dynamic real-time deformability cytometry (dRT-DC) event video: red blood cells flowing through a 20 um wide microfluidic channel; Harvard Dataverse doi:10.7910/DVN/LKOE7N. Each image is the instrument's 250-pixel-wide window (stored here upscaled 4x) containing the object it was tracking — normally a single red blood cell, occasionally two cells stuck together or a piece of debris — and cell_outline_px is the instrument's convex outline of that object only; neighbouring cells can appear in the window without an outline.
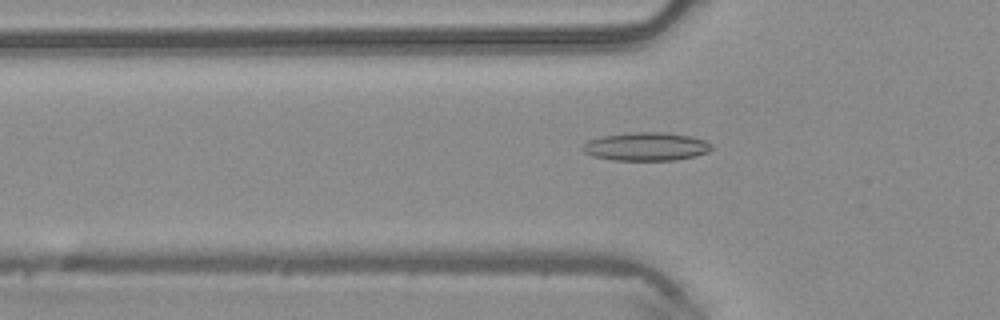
{"species": "common noctule bat (a hibernating species)", "species_latin": "Nyctalus noctula", "temperature_condition": "warm", "stored_images_in_passage": 46, "camera_frame_rate_fps": 3000, "um_per_image_px": 0.085, "animal": {"sex": "male", "body_mass_g": 20.4}, "frame": {"image": 1, "passage_image": 16, "time_ms": 5.0, "image_size_px": [1000, 320], "cell_outline_px": [[712, 148], [708, 152], [696, 156], [676, 160], [612, 160], [592, 156], [584, 152], [580, 148], [588, 140], [600, 136], [628, 132], [664, 132], [688, 136], [704, 140], [712, 144]], "centroid_in_image_um": [54.89, 12.46], "position_along_channel_um": 70.9, "area_um2": 21.44}}
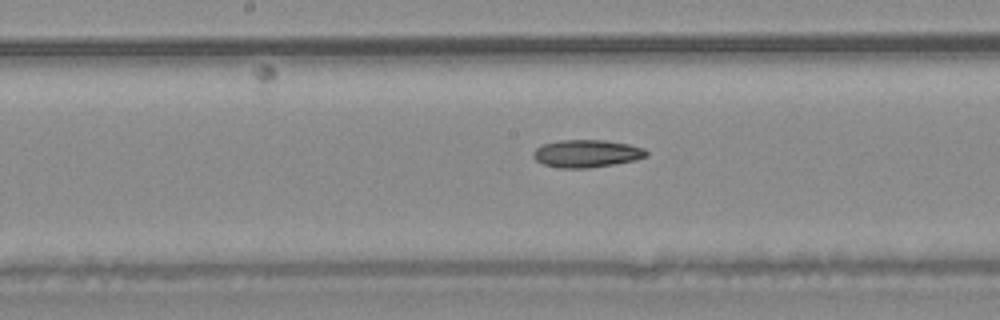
{"frame": {"image": 2, "passage_image": 25, "time_ms": 8.0, "image_size_px": [1000, 320], "cell_outline_px": [[648, 156], [636, 160], [616, 164], [588, 168], [560, 168], [544, 164], [536, 160], [532, 156], [532, 152], [536, 148], [544, 144], [560, 140], [604, 140], [628, 144], [644, 148], [648, 152]], "centroid_in_image_um": [49.88, 13.05], "position_along_channel_um": 198.3, "area_um2": 18.26}}
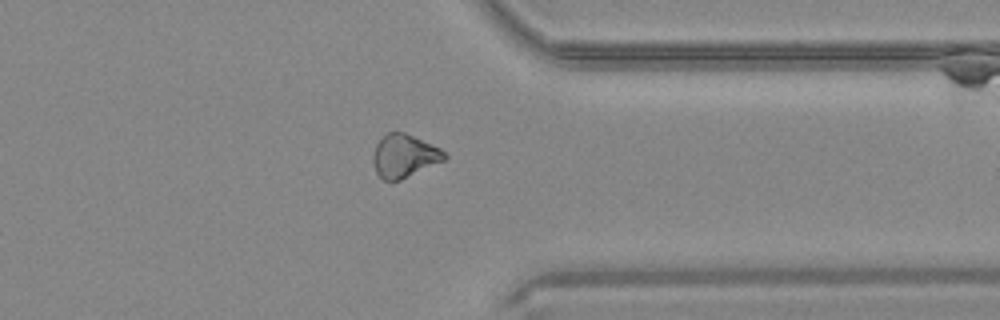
{"frame": {"image": 3, "passage_image": 38, "time_ms": 12.333, "image_size_px": [1000, 320], "cell_outline_px": [[448, 156], [444, 160], [400, 180], [384, 180], [376, 172], [372, 160], [372, 156], [376, 144], [388, 132], [404, 132], [440, 148]], "centroid_in_image_um": [34.34, 13.25], "position_along_channel_um": 377.1, "area_um2": 17.63}, "authors_computed_cell_mechanics": {"area_um2": 18.6116, "velocity_mm_per_s": 4.2143, "shape_relaxation_time_tau1_ms": 9.5881, "shape_relaxation_time_tau2_ms": null, "deformation_change_tau1": 0.1633, "deformation_change_tau2": null}}